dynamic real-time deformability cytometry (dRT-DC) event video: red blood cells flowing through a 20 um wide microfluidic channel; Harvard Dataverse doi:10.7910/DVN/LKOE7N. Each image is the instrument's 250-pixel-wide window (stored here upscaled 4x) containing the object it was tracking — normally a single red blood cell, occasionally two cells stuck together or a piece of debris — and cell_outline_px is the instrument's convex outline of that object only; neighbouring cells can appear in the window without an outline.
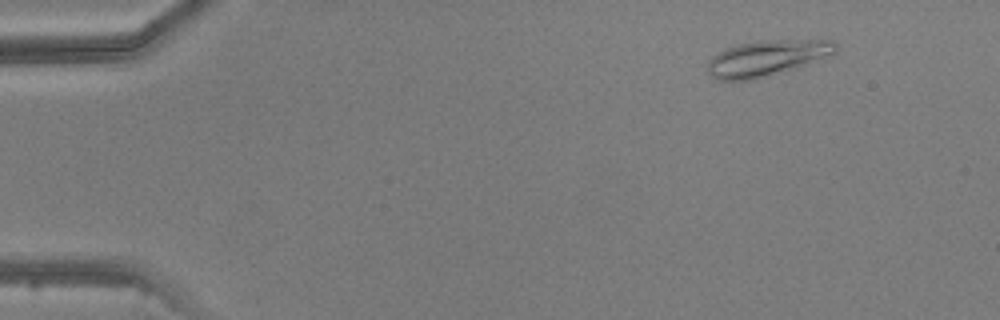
{"species": "common noctule bat (a hibernating species)", "species_latin": "Nyctalus noctula", "temperature_condition": "warm", "stored_images_in_passage": 5, "camera_frame_rate_fps": 3000, "um_per_image_px": 0.085, "animal": {"sex": "male", "body_mass_g": 20.5, "forearm_length_mm": 52.5}, "frame": {"image": 1, "passage_image": 1, "time_ms": 0.0, "image_size_px": [1000, 320], "cell_outline_px": [[836, 52], [792, 68], [752, 80], [716, 80], [708, 72], [708, 60], [716, 52], [724, 48], [740, 44], [760, 40], [832, 40], [836, 44]], "centroid_in_image_um": [65.08, 4.92], "position_along_channel_um": 19.9, "area_um2": 26.13}}